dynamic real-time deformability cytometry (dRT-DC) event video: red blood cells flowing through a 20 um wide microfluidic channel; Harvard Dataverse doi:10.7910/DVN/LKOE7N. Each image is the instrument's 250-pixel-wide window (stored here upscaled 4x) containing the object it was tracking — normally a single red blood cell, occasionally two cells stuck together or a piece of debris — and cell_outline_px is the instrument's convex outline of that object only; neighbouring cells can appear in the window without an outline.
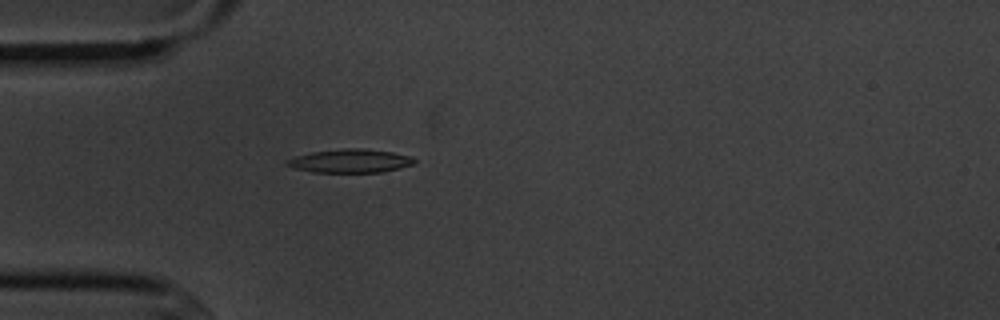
{"species": "common noctule bat (a hibernating species)", "species_latin": "Nyctalus noctula", "temperature_condition": "cold", "stored_images_in_passage": 5, "camera_frame_rate_fps": 3000, "um_per_image_px": 0.085, "animal": {"sex": "male", "body_mass_g": 20.1, "forearm_length_mm": 53.5}, "frame": {"image": 1, "passage_image": 5, "time_ms": 4.667, "image_size_px": [1000, 320], "cell_outline_px": [[416, 164], [400, 168], [380, 172], [312, 172], [296, 168], [284, 164], [284, 160], [296, 156], [312, 152], [344, 148], [364, 148], [392, 152], [412, 156], [416, 160]], "centroid_in_image_um": [29.79, 13.67], "position_along_channel_um": 55.2, "area_um2": 17.57}}